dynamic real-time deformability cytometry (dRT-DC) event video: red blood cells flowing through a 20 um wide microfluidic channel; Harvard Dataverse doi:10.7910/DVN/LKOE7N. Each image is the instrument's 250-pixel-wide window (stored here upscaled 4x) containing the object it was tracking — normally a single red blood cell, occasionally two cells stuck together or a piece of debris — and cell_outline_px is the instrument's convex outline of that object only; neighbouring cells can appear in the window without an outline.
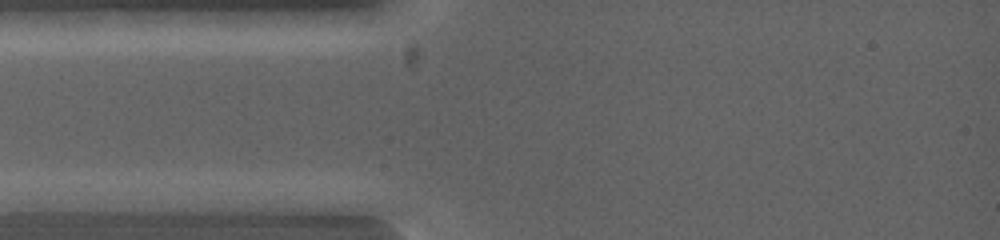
{"species": "common noctule bat (a hibernating species)", "species_latin": "Nyctalus noctula", "temperature_condition": "warm", "stored_images_in_passage": 3, "camera_frame_rate_fps": 5000, "um_per_image_px": 0.085, "animal": {"sex": "female", "body_mass_g": 19.0, "forearm_length_mm": 53.3}, "frame": {"image": 1, "passage_image": 1, "time_ms": 0.0, "image_size_px": [1000, 240], "cell_outline_px": [[124, 200], [96, 212], [36, 212], [16, 200], [32, 192], [96, 192]], "centroid_in_image_um": [5.76, 17.15], "position_along_channel_um": 79.2, "area_um2": 12.25}}